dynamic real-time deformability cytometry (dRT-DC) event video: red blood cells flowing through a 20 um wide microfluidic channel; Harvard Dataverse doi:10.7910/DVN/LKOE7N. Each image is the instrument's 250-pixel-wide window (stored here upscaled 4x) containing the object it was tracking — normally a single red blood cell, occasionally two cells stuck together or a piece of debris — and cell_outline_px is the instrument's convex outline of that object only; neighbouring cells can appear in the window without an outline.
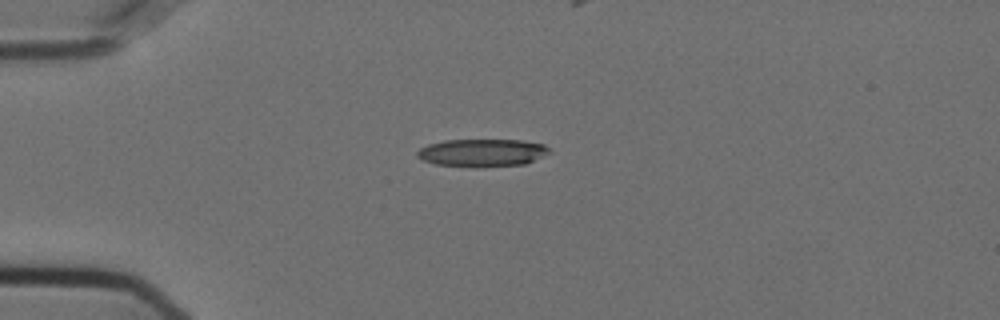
{"species": "Egyptian fruit bat (a non-hibernating species)", "species_latin": "Rousettus aegyptiacus", "temperature_condition": "cold", "stored_images_in_passage": 33, "camera_frame_rate_fps": 3000, "um_per_image_px": 0.085, "animal": {"sex": "female"}, "frame": {"image": 1, "passage_image": 1, "time_ms": 0.0, "image_size_px": [1000, 320], "cell_outline_px": [[552, 152], [524, 164], [436, 164], [424, 160], [416, 156], [416, 152], [420, 148], [428, 144], [444, 140], [524, 140], [544, 144]], "centroid_in_image_um": [41.0, 12.92], "position_along_channel_um": 44.0, "area_um2": 20.23}}
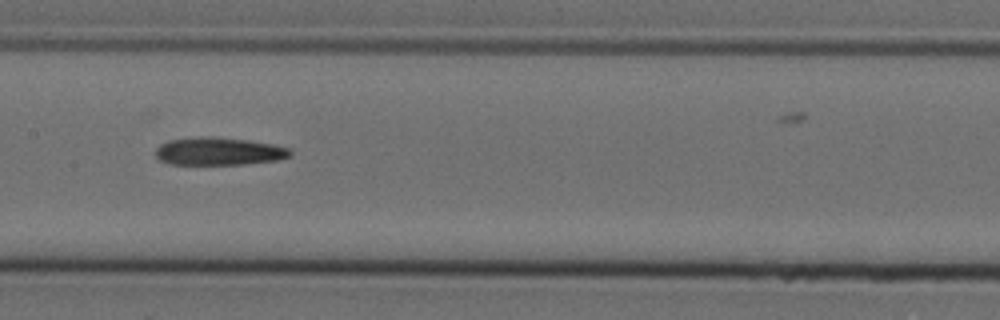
{"frame": {"image": 2, "passage_image": 15, "time_ms": 4.667, "image_size_px": [1000, 320], "cell_outline_px": [[292, 156], [276, 160], [244, 164], [168, 164], [160, 160], [156, 156], [156, 148], [160, 144], [168, 140], [200, 136], [212, 136], [248, 140], [272, 144], [288, 148], [292, 152]], "centroid_in_image_um": [18.58, 12.85], "position_along_channel_um": 188.8, "area_um2": 21.85}}
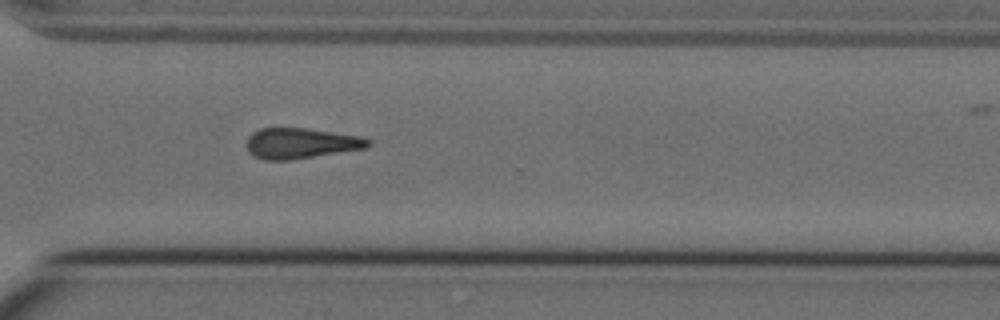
{"frame": {"image": 3, "passage_image": 28, "time_ms": 9.0, "image_size_px": [1000, 320], "cell_outline_px": [[372, 144], [368, 148], [292, 160], [264, 160], [252, 156], [248, 152], [248, 136], [252, 132], [260, 128], [304, 128], [360, 136], [368, 140]], "centroid_in_image_um": [25.56, 12.19], "position_along_channel_um": 345.0, "area_um2": 21.73}}